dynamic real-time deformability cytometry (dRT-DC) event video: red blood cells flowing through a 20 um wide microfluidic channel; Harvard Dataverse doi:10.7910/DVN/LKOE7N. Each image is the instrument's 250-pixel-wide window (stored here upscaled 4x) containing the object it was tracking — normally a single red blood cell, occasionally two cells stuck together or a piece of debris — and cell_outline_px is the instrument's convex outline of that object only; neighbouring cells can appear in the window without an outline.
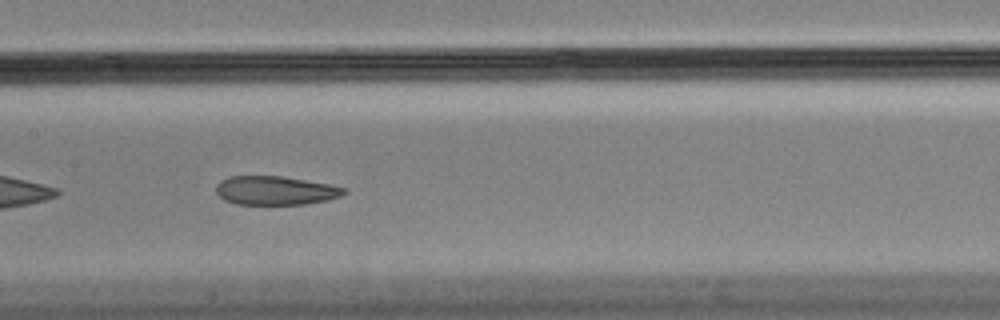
{"species": "Egyptian fruit bat (a non-hibernating species)", "species_latin": "Rousettus aegyptiacus", "temperature_condition": "cold", "stored_images_in_passage": 41, "camera_frame_rate_fps": 3000, "um_per_image_px": 0.085, "animal": {"sex": "male"}, "frame": {"image": 1, "passage_image": 12, "time_ms": 3.667, "image_size_px": [1000, 320], "cell_outline_px": [[348, 192], [340, 196], [328, 200], [304, 204], [236, 204], [224, 200], [216, 192], [216, 184], [220, 180], [232, 176], [280, 176], [328, 184], [344, 188]], "centroid_in_image_um": [23.38, 16.19], "position_along_channel_um": 184.0, "area_um2": 21.33}, "authors_computed_cell_mechanics": {"area_um2": 24.1026, "velocity_mm_per_s": 3.5066, "shape_relaxation_time_tau1_ms": null, "shape_relaxation_time_tau2_ms": 2.3596, "deformation_change_tau1": null, "deformation_change_tau2": 0.07}}